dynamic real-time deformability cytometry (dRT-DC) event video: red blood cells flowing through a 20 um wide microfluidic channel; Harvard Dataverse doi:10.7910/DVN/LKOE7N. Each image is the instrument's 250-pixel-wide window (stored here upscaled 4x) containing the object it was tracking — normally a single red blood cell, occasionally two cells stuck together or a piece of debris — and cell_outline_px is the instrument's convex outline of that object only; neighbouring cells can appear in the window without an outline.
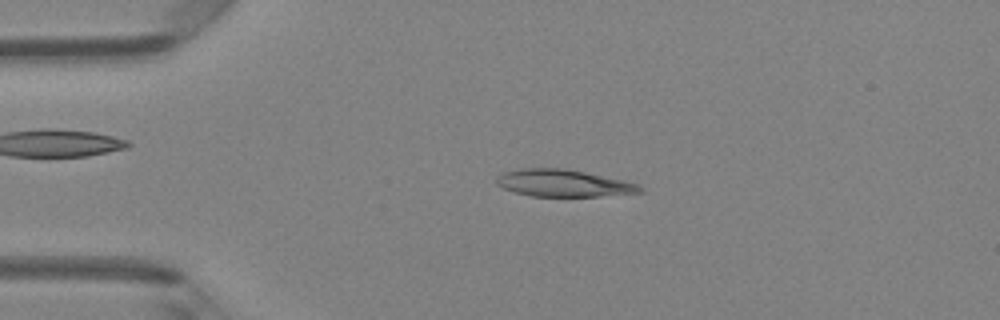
{"species": "Egyptian fruit bat (a non-hibernating species)", "species_latin": "Rousettus aegyptiacus", "temperature_condition": "room temperature", "stored_images_in_passage": 47, "camera_frame_rate_fps": 3000, "um_per_image_px": 0.085, "animal": {"sex": "female"}, "frame": {"image": 1, "passage_image": 10, "time_ms": 3.0, "image_size_px": [1000, 320], "cell_outline_px": [[644, 192], [596, 196], [532, 196], [516, 192], [504, 188], [496, 184], [496, 176], [504, 172], [520, 168], [564, 168], [584, 172], [640, 184], [644, 188]], "centroid_in_image_um": [47.88, 15.56], "position_along_channel_um": 37.1, "area_um2": 22.48}}
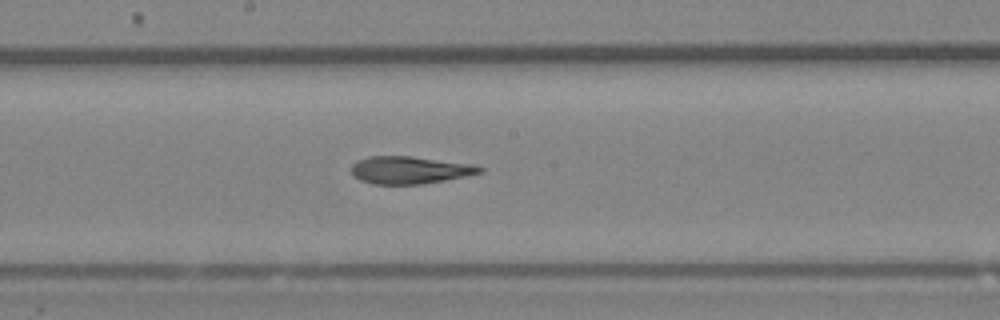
{"frame": {"image": 2, "passage_image": 25, "time_ms": 8.0, "image_size_px": [1000, 320], "cell_outline_px": [[484, 172], [424, 184], [372, 184], [360, 180], [352, 176], [352, 164], [356, 160], [368, 156], [412, 156], [476, 164], [484, 168]], "centroid_in_image_um": [34.83, 14.44], "position_along_channel_um": 213.4, "area_um2": 20.81}}
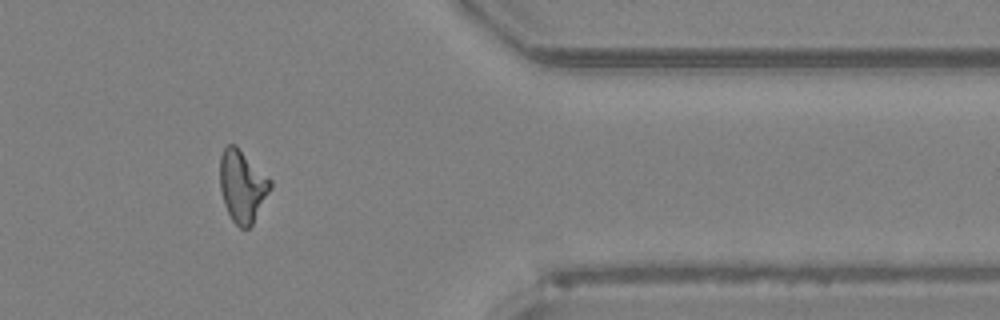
{"frame": {"image": 3, "passage_image": 39, "time_ms": 12.667, "image_size_px": [1000, 320], "cell_outline_px": [[272, 188], [252, 224], [248, 228], [240, 228], [232, 220], [224, 204], [220, 188], [220, 156], [224, 148], [228, 144], [236, 144], [272, 180]], "centroid_in_image_um": [20.61, 15.79], "position_along_channel_um": 390.8, "area_um2": 21.27}, "authors_computed_cell_mechanics": {"area_um2": 21.3282, "velocity_mm_per_s": 4.2278, "shape_relaxation_time_tau1_ms": null, "shape_relaxation_time_tau2_ms": 3.7124, "deformation_change_tau1": null, "deformation_change_tau2": 0.1318}}